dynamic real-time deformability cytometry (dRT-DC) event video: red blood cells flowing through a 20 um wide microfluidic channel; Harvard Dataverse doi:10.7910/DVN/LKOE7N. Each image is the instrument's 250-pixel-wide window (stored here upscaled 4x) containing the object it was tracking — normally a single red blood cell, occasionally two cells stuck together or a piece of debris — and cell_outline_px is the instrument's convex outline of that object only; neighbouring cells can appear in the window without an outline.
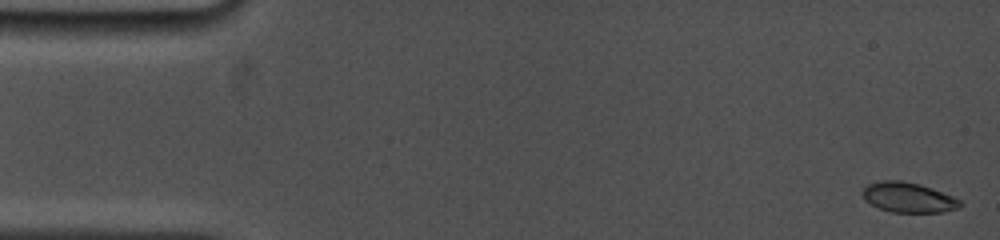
{"species": "common noctule bat (a hibernating species)", "species_latin": "Nyctalus noctula", "temperature_condition": "cold", "stored_images_in_passage": 43, "camera_frame_rate_fps": 5000, "um_per_image_px": 0.085, "animal": {"sex": "female", "body_mass_g": 19.0, "forearm_length_mm": 53.3}, "frame": {"image": 1, "passage_image": 1, "time_ms": 0.0, "image_size_px": [1000, 240], "cell_outline_px": [[964, 204], [960, 208], [944, 212], [892, 212], [880, 208], [864, 200], [860, 192], [868, 184], [880, 180], [900, 180], [920, 184], [952, 196], [960, 200]], "centroid_in_image_um": [77.2, 16.78], "position_along_channel_um": 7.8, "area_um2": 17.17}}
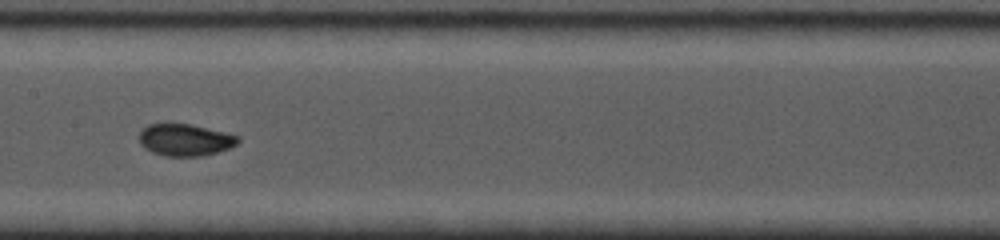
{"frame": {"image": 2, "passage_image": 24, "time_ms": 8.2, "image_size_px": [1000, 240], "cell_outline_px": [[240, 140], [236, 144], [228, 148], [216, 152], [200, 156], [164, 156], [152, 152], [144, 148], [140, 144], [140, 132], [148, 124], [192, 124], [240, 136]], "centroid_in_image_um": [15.73, 11.89], "position_along_channel_um": 191.7, "area_um2": 18.26}}
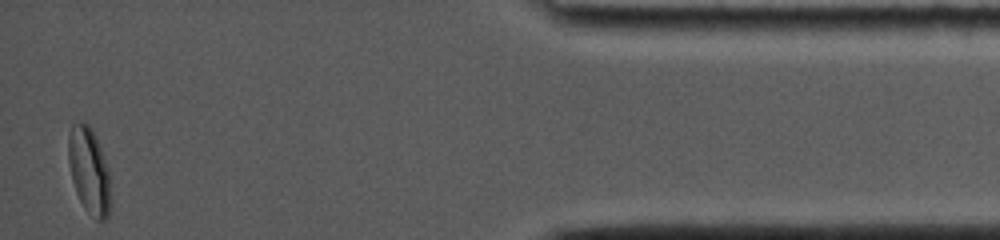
{"frame": {"image": 3, "passage_image": 43, "time_ms": 15.8, "image_size_px": [1000, 240], "cell_outline_px": [[108, 216], [104, 220], [96, 220], [84, 208], [76, 192], [72, 180], [68, 160], [68, 136], [72, 124], [84, 120], [92, 128], [96, 136], [108, 172]], "centroid_in_image_um": [7.52, 14.45], "position_along_channel_um": 427.7, "area_um2": 20.75}, "authors_computed_cell_mechanics": {"area_um2": 18.1492, "velocity_mm_per_s": 3.8084, "shape_relaxation_time_tau1_ms": 4.3557, "shape_relaxation_time_tau2_ms": null, "deformation_change_tau1": 0.1432, "deformation_change_tau2": null}}